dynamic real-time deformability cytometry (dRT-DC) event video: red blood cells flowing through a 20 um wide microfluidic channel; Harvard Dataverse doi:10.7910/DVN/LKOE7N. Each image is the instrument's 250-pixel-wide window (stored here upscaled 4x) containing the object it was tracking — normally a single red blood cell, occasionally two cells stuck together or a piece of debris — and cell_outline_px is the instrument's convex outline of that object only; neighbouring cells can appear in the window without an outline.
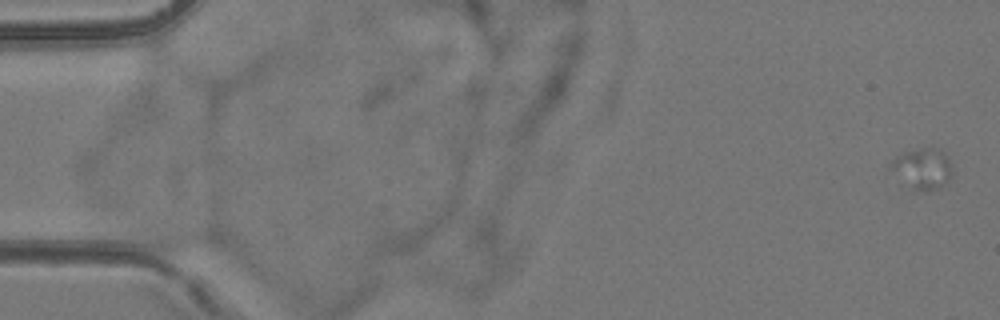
{"species": "common noctule bat (a hibernating species)", "species_latin": "Nyctalus noctula", "temperature_condition": "room temperature", "stored_images_in_passage": 5, "camera_frame_rate_fps": 3000, "um_per_image_px": 0.085, "animal": {"sex": "female", "body_mass_g": 24.6, "forearm_length_mm": 56.2}, "frame": {"image": 1, "passage_image": 1, "time_ms": 0.0, "image_size_px": [1000, 320], "cell_outline_px": [[952, 172], [940, 184], [924, 192], [912, 192], [888, 168], [888, 164], [896, 156], [904, 152], [920, 148], [936, 148], [944, 152], [952, 168]], "centroid_in_image_um": [78.3, 14.33], "position_along_channel_um": 6.7, "area_um2": 14.51}}